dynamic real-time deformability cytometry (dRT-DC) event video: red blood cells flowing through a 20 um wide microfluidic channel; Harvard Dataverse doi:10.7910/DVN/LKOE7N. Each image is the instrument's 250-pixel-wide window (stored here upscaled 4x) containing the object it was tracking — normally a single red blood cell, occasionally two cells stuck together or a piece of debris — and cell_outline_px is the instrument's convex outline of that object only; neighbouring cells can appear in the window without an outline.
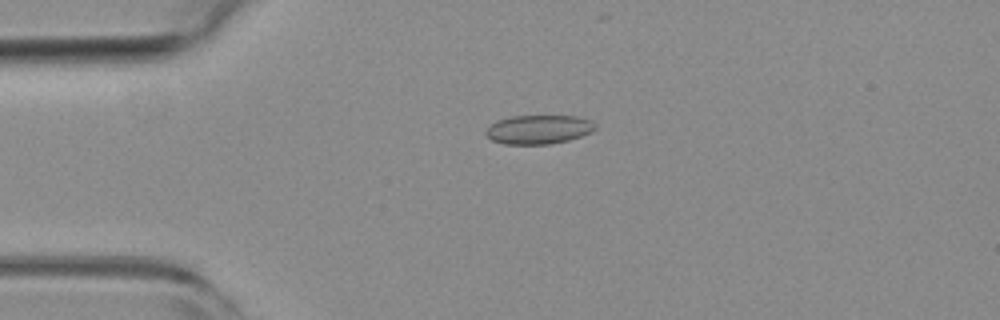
{"species": "common noctule bat (a hibernating species)", "species_latin": "Nyctalus noctula", "temperature_condition": "room temperature", "stored_images_in_passage": 45, "camera_frame_rate_fps": 3000, "um_per_image_px": 0.085, "animal": {"sex": "female", "body_mass_g": 19.3, "forearm_length_mm": 54.1}, "frame": {"image": 1, "passage_image": 13, "time_ms": 4.0, "image_size_px": [1000, 320], "cell_outline_px": [[596, 128], [592, 132], [568, 140], [548, 144], [504, 144], [492, 140], [484, 132], [496, 120], [512, 116], [576, 116], [592, 120], [596, 124]], "centroid_in_image_um": [45.8, 11.0], "position_along_channel_um": 39.2, "area_um2": 18.44}}
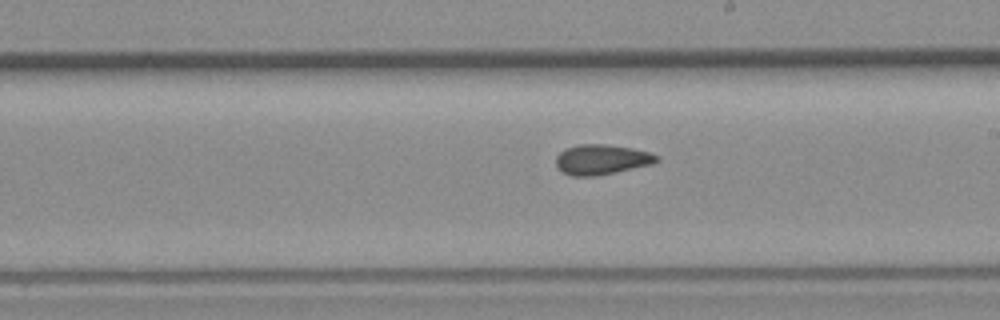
{"frame": {"image": 2, "passage_image": 31, "time_ms": 10.0, "image_size_px": [1000, 320], "cell_outline_px": [[660, 160], [652, 164], [616, 172], [596, 176], [572, 176], [560, 172], [556, 168], [556, 156], [564, 148], [580, 144], [604, 144], [632, 148], [652, 152], [660, 156]], "centroid_in_image_um": [51.13, 13.56], "position_along_channel_um": 237.9, "area_um2": 17.98}}
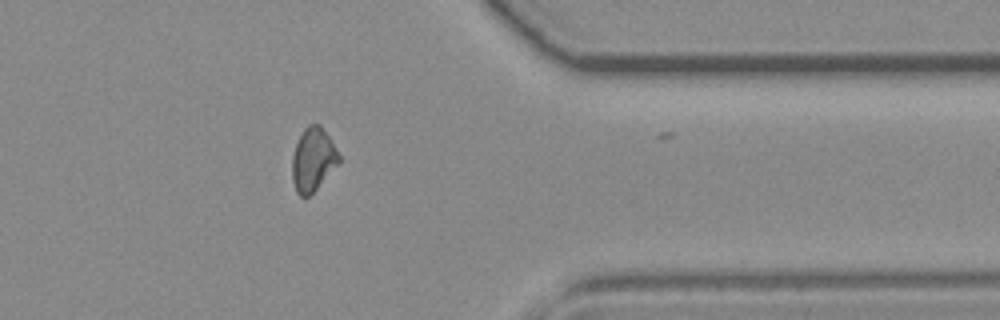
{"frame": {"image": 3, "passage_image": 44, "time_ms": 14.333, "image_size_px": [1000, 320], "cell_outline_px": [[340, 160], [316, 188], [308, 196], [300, 196], [296, 192], [292, 180], [292, 156], [296, 144], [304, 128], [308, 124], [320, 124], [328, 136], [340, 156]], "centroid_in_image_um": [26.57, 13.54], "position_along_channel_um": 384.8, "area_um2": 16.82}, "authors_computed_cell_mechanics": {"area_um2": 17.8024, "velocity_mm_per_s": 3.7649, "shape_relaxation_time_tau1_ms": null, "shape_relaxation_time_tau2_ms": 4.7359, "deformation_change_tau1": null, "deformation_change_tau2": 0.1191}}